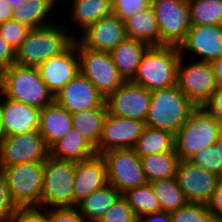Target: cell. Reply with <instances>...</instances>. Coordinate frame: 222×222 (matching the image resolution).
I'll return each mask as SVG.
<instances>
[{
    "mask_svg": "<svg viewBox=\"0 0 222 222\" xmlns=\"http://www.w3.org/2000/svg\"><path fill=\"white\" fill-rule=\"evenodd\" d=\"M181 56L176 46H150L131 81L150 91L176 86Z\"/></svg>",
    "mask_w": 222,
    "mask_h": 222,
    "instance_id": "cell-1",
    "label": "cell"
},
{
    "mask_svg": "<svg viewBox=\"0 0 222 222\" xmlns=\"http://www.w3.org/2000/svg\"><path fill=\"white\" fill-rule=\"evenodd\" d=\"M1 92L13 101L42 109L55 96L41 80L37 67L13 64L1 72Z\"/></svg>",
    "mask_w": 222,
    "mask_h": 222,
    "instance_id": "cell-2",
    "label": "cell"
},
{
    "mask_svg": "<svg viewBox=\"0 0 222 222\" xmlns=\"http://www.w3.org/2000/svg\"><path fill=\"white\" fill-rule=\"evenodd\" d=\"M151 101L145 126L175 134L188 120L196 106L179 86L151 91Z\"/></svg>",
    "mask_w": 222,
    "mask_h": 222,
    "instance_id": "cell-3",
    "label": "cell"
},
{
    "mask_svg": "<svg viewBox=\"0 0 222 222\" xmlns=\"http://www.w3.org/2000/svg\"><path fill=\"white\" fill-rule=\"evenodd\" d=\"M75 38L56 24L32 29L16 50V64L38 67L50 57L64 52Z\"/></svg>",
    "mask_w": 222,
    "mask_h": 222,
    "instance_id": "cell-4",
    "label": "cell"
},
{
    "mask_svg": "<svg viewBox=\"0 0 222 222\" xmlns=\"http://www.w3.org/2000/svg\"><path fill=\"white\" fill-rule=\"evenodd\" d=\"M221 133L222 124L205 108L196 107L174 134V150L179 160H188L198 151L215 144Z\"/></svg>",
    "mask_w": 222,
    "mask_h": 222,
    "instance_id": "cell-5",
    "label": "cell"
},
{
    "mask_svg": "<svg viewBox=\"0 0 222 222\" xmlns=\"http://www.w3.org/2000/svg\"><path fill=\"white\" fill-rule=\"evenodd\" d=\"M75 162L51 156L45 161L41 207L74 206Z\"/></svg>",
    "mask_w": 222,
    "mask_h": 222,
    "instance_id": "cell-6",
    "label": "cell"
},
{
    "mask_svg": "<svg viewBox=\"0 0 222 222\" xmlns=\"http://www.w3.org/2000/svg\"><path fill=\"white\" fill-rule=\"evenodd\" d=\"M44 166L45 162H28L1 170L18 207H41Z\"/></svg>",
    "mask_w": 222,
    "mask_h": 222,
    "instance_id": "cell-7",
    "label": "cell"
},
{
    "mask_svg": "<svg viewBox=\"0 0 222 222\" xmlns=\"http://www.w3.org/2000/svg\"><path fill=\"white\" fill-rule=\"evenodd\" d=\"M77 49L80 72L89 79L104 99L125 82L113 63L109 51L91 50L84 47L78 40Z\"/></svg>",
    "mask_w": 222,
    "mask_h": 222,
    "instance_id": "cell-8",
    "label": "cell"
},
{
    "mask_svg": "<svg viewBox=\"0 0 222 222\" xmlns=\"http://www.w3.org/2000/svg\"><path fill=\"white\" fill-rule=\"evenodd\" d=\"M160 30V46L179 47L191 28L188 0H151Z\"/></svg>",
    "mask_w": 222,
    "mask_h": 222,
    "instance_id": "cell-9",
    "label": "cell"
},
{
    "mask_svg": "<svg viewBox=\"0 0 222 222\" xmlns=\"http://www.w3.org/2000/svg\"><path fill=\"white\" fill-rule=\"evenodd\" d=\"M101 156L106 161L107 180L121 194L147 184L140 157L133 148L111 149Z\"/></svg>",
    "mask_w": 222,
    "mask_h": 222,
    "instance_id": "cell-10",
    "label": "cell"
},
{
    "mask_svg": "<svg viewBox=\"0 0 222 222\" xmlns=\"http://www.w3.org/2000/svg\"><path fill=\"white\" fill-rule=\"evenodd\" d=\"M50 156L39 131L4 137L0 146V170L28 162H45Z\"/></svg>",
    "mask_w": 222,
    "mask_h": 222,
    "instance_id": "cell-11",
    "label": "cell"
},
{
    "mask_svg": "<svg viewBox=\"0 0 222 222\" xmlns=\"http://www.w3.org/2000/svg\"><path fill=\"white\" fill-rule=\"evenodd\" d=\"M178 64L177 85L185 96L196 106L202 107L217 88V80L210 62L196 61L189 66Z\"/></svg>",
    "mask_w": 222,
    "mask_h": 222,
    "instance_id": "cell-12",
    "label": "cell"
},
{
    "mask_svg": "<svg viewBox=\"0 0 222 222\" xmlns=\"http://www.w3.org/2000/svg\"><path fill=\"white\" fill-rule=\"evenodd\" d=\"M220 178L188 160H179L176 179L188 203L206 205L217 189Z\"/></svg>",
    "mask_w": 222,
    "mask_h": 222,
    "instance_id": "cell-13",
    "label": "cell"
},
{
    "mask_svg": "<svg viewBox=\"0 0 222 222\" xmlns=\"http://www.w3.org/2000/svg\"><path fill=\"white\" fill-rule=\"evenodd\" d=\"M151 98L150 90L132 81H125L105 102L109 114L145 123Z\"/></svg>",
    "mask_w": 222,
    "mask_h": 222,
    "instance_id": "cell-14",
    "label": "cell"
},
{
    "mask_svg": "<svg viewBox=\"0 0 222 222\" xmlns=\"http://www.w3.org/2000/svg\"><path fill=\"white\" fill-rule=\"evenodd\" d=\"M37 69L41 80L56 96L80 72L77 39L64 52L50 57Z\"/></svg>",
    "mask_w": 222,
    "mask_h": 222,
    "instance_id": "cell-15",
    "label": "cell"
},
{
    "mask_svg": "<svg viewBox=\"0 0 222 222\" xmlns=\"http://www.w3.org/2000/svg\"><path fill=\"white\" fill-rule=\"evenodd\" d=\"M145 123L126 117L107 114L96 152L101 155L111 149L133 148L141 136Z\"/></svg>",
    "mask_w": 222,
    "mask_h": 222,
    "instance_id": "cell-16",
    "label": "cell"
},
{
    "mask_svg": "<svg viewBox=\"0 0 222 222\" xmlns=\"http://www.w3.org/2000/svg\"><path fill=\"white\" fill-rule=\"evenodd\" d=\"M84 47L95 51H111L127 39L125 24L116 15L99 19L89 26L81 38H76Z\"/></svg>",
    "mask_w": 222,
    "mask_h": 222,
    "instance_id": "cell-17",
    "label": "cell"
},
{
    "mask_svg": "<svg viewBox=\"0 0 222 222\" xmlns=\"http://www.w3.org/2000/svg\"><path fill=\"white\" fill-rule=\"evenodd\" d=\"M55 100L71 114L95 109L105 102L97 88L81 72L55 96Z\"/></svg>",
    "mask_w": 222,
    "mask_h": 222,
    "instance_id": "cell-18",
    "label": "cell"
},
{
    "mask_svg": "<svg viewBox=\"0 0 222 222\" xmlns=\"http://www.w3.org/2000/svg\"><path fill=\"white\" fill-rule=\"evenodd\" d=\"M180 52L190 51L200 56L199 61L213 62L222 56V25L191 26Z\"/></svg>",
    "mask_w": 222,
    "mask_h": 222,
    "instance_id": "cell-19",
    "label": "cell"
},
{
    "mask_svg": "<svg viewBox=\"0 0 222 222\" xmlns=\"http://www.w3.org/2000/svg\"><path fill=\"white\" fill-rule=\"evenodd\" d=\"M74 206L108 184L106 161L101 155L75 162Z\"/></svg>",
    "mask_w": 222,
    "mask_h": 222,
    "instance_id": "cell-20",
    "label": "cell"
},
{
    "mask_svg": "<svg viewBox=\"0 0 222 222\" xmlns=\"http://www.w3.org/2000/svg\"><path fill=\"white\" fill-rule=\"evenodd\" d=\"M2 132L4 137L37 131L41 109L9 98L2 100Z\"/></svg>",
    "mask_w": 222,
    "mask_h": 222,
    "instance_id": "cell-21",
    "label": "cell"
},
{
    "mask_svg": "<svg viewBox=\"0 0 222 222\" xmlns=\"http://www.w3.org/2000/svg\"><path fill=\"white\" fill-rule=\"evenodd\" d=\"M73 127L72 115L56 100L41 109L39 133L50 149Z\"/></svg>",
    "mask_w": 222,
    "mask_h": 222,
    "instance_id": "cell-22",
    "label": "cell"
},
{
    "mask_svg": "<svg viewBox=\"0 0 222 222\" xmlns=\"http://www.w3.org/2000/svg\"><path fill=\"white\" fill-rule=\"evenodd\" d=\"M96 155V148L74 127L50 148V156L59 160L81 162Z\"/></svg>",
    "mask_w": 222,
    "mask_h": 222,
    "instance_id": "cell-23",
    "label": "cell"
},
{
    "mask_svg": "<svg viewBox=\"0 0 222 222\" xmlns=\"http://www.w3.org/2000/svg\"><path fill=\"white\" fill-rule=\"evenodd\" d=\"M150 46L142 41L127 38L110 51L113 63L125 81L136 75L144 53Z\"/></svg>",
    "mask_w": 222,
    "mask_h": 222,
    "instance_id": "cell-24",
    "label": "cell"
},
{
    "mask_svg": "<svg viewBox=\"0 0 222 222\" xmlns=\"http://www.w3.org/2000/svg\"><path fill=\"white\" fill-rule=\"evenodd\" d=\"M127 38L142 41L149 46H160V30L153 8L137 13L124 21Z\"/></svg>",
    "mask_w": 222,
    "mask_h": 222,
    "instance_id": "cell-25",
    "label": "cell"
},
{
    "mask_svg": "<svg viewBox=\"0 0 222 222\" xmlns=\"http://www.w3.org/2000/svg\"><path fill=\"white\" fill-rule=\"evenodd\" d=\"M122 194L111 184L94 191L87 198L79 202L80 214L87 222H98L105 212L111 208Z\"/></svg>",
    "mask_w": 222,
    "mask_h": 222,
    "instance_id": "cell-26",
    "label": "cell"
},
{
    "mask_svg": "<svg viewBox=\"0 0 222 222\" xmlns=\"http://www.w3.org/2000/svg\"><path fill=\"white\" fill-rule=\"evenodd\" d=\"M107 114V105L104 102L95 109H85L71 114L72 125L96 148L100 141Z\"/></svg>",
    "mask_w": 222,
    "mask_h": 222,
    "instance_id": "cell-27",
    "label": "cell"
},
{
    "mask_svg": "<svg viewBox=\"0 0 222 222\" xmlns=\"http://www.w3.org/2000/svg\"><path fill=\"white\" fill-rule=\"evenodd\" d=\"M148 183L176 177L179 157L175 150L140 157Z\"/></svg>",
    "mask_w": 222,
    "mask_h": 222,
    "instance_id": "cell-28",
    "label": "cell"
},
{
    "mask_svg": "<svg viewBox=\"0 0 222 222\" xmlns=\"http://www.w3.org/2000/svg\"><path fill=\"white\" fill-rule=\"evenodd\" d=\"M72 19L82 32L99 19L112 14L111 0H73Z\"/></svg>",
    "mask_w": 222,
    "mask_h": 222,
    "instance_id": "cell-29",
    "label": "cell"
},
{
    "mask_svg": "<svg viewBox=\"0 0 222 222\" xmlns=\"http://www.w3.org/2000/svg\"><path fill=\"white\" fill-rule=\"evenodd\" d=\"M56 2L57 0H24L20 8L14 9L12 19L32 29L51 25L45 20Z\"/></svg>",
    "mask_w": 222,
    "mask_h": 222,
    "instance_id": "cell-30",
    "label": "cell"
},
{
    "mask_svg": "<svg viewBox=\"0 0 222 222\" xmlns=\"http://www.w3.org/2000/svg\"><path fill=\"white\" fill-rule=\"evenodd\" d=\"M133 149L139 157L173 151L174 134L145 126Z\"/></svg>",
    "mask_w": 222,
    "mask_h": 222,
    "instance_id": "cell-31",
    "label": "cell"
},
{
    "mask_svg": "<svg viewBox=\"0 0 222 222\" xmlns=\"http://www.w3.org/2000/svg\"><path fill=\"white\" fill-rule=\"evenodd\" d=\"M149 184L158 198L161 211L171 214L188 203L176 177L156 180Z\"/></svg>",
    "mask_w": 222,
    "mask_h": 222,
    "instance_id": "cell-32",
    "label": "cell"
},
{
    "mask_svg": "<svg viewBox=\"0 0 222 222\" xmlns=\"http://www.w3.org/2000/svg\"><path fill=\"white\" fill-rule=\"evenodd\" d=\"M122 196L127 200L138 219L143 215L161 211L158 198L149 183L129 189Z\"/></svg>",
    "mask_w": 222,
    "mask_h": 222,
    "instance_id": "cell-33",
    "label": "cell"
},
{
    "mask_svg": "<svg viewBox=\"0 0 222 222\" xmlns=\"http://www.w3.org/2000/svg\"><path fill=\"white\" fill-rule=\"evenodd\" d=\"M191 26L222 25V0H188Z\"/></svg>",
    "mask_w": 222,
    "mask_h": 222,
    "instance_id": "cell-34",
    "label": "cell"
},
{
    "mask_svg": "<svg viewBox=\"0 0 222 222\" xmlns=\"http://www.w3.org/2000/svg\"><path fill=\"white\" fill-rule=\"evenodd\" d=\"M172 222H220L204 204L187 203L171 213Z\"/></svg>",
    "mask_w": 222,
    "mask_h": 222,
    "instance_id": "cell-35",
    "label": "cell"
},
{
    "mask_svg": "<svg viewBox=\"0 0 222 222\" xmlns=\"http://www.w3.org/2000/svg\"><path fill=\"white\" fill-rule=\"evenodd\" d=\"M32 30L29 26L10 19L0 24V35L16 51L29 32Z\"/></svg>",
    "mask_w": 222,
    "mask_h": 222,
    "instance_id": "cell-36",
    "label": "cell"
},
{
    "mask_svg": "<svg viewBox=\"0 0 222 222\" xmlns=\"http://www.w3.org/2000/svg\"><path fill=\"white\" fill-rule=\"evenodd\" d=\"M188 161L220 176V156L216 143L198 151Z\"/></svg>",
    "mask_w": 222,
    "mask_h": 222,
    "instance_id": "cell-37",
    "label": "cell"
},
{
    "mask_svg": "<svg viewBox=\"0 0 222 222\" xmlns=\"http://www.w3.org/2000/svg\"><path fill=\"white\" fill-rule=\"evenodd\" d=\"M98 222H139L127 200L121 196Z\"/></svg>",
    "mask_w": 222,
    "mask_h": 222,
    "instance_id": "cell-38",
    "label": "cell"
},
{
    "mask_svg": "<svg viewBox=\"0 0 222 222\" xmlns=\"http://www.w3.org/2000/svg\"><path fill=\"white\" fill-rule=\"evenodd\" d=\"M111 3L112 14L123 22L151 6V0H111Z\"/></svg>",
    "mask_w": 222,
    "mask_h": 222,
    "instance_id": "cell-39",
    "label": "cell"
},
{
    "mask_svg": "<svg viewBox=\"0 0 222 222\" xmlns=\"http://www.w3.org/2000/svg\"><path fill=\"white\" fill-rule=\"evenodd\" d=\"M17 208L18 206L11 198L6 177L0 170V222H11Z\"/></svg>",
    "mask_w": 222,
    "mask_h": 222,
    "instance_id": "cell-40",
    "label": "cell"
},
{
    "mask_svg": "<svg viewBox=\"0 0 222 222\" xmlns=\"http://www.w3.org/2000/svg\"><path fill=\"white\" fill-rule=\"evenodd\" d=\"M38 206L18 207L11 222H50L48 213L41 212Z\"/></svg>",
    "mask_w": 222,
    "mask_h": 222,
    "instance_id": "cell-41",
    "label": "cell"
},
{
    "mask_svg": "<svg viewBox=\"0 0 222 222\" xmlns=\"http://www.w3.org/2000/svg\"><path fill=\"white\" fill-rule=\"evenodd\" d=\"M50 222H87L78 211V207H54L47 211Z\"/></svg>",
    "mask_w": 222,
    "mask_h": 222,
    "instance_id": "cell-42",
    "label": "cell"
},
{
    "mask_svg": "<svg viewBox=\"0 0 222 222\" xmlns=\"http://www.w3.org/2000/svg\"><path fill=\"white\" fill-rule=\"evenodd\" d=\"M222 124V84H218L210 99L202 106Z\"/></svg>",
    "mask_w": 222,
    "mask_h": 222,
    "instance_id": "cell-43",
    "label": "cell"
},
{
    "mask_svg": "<svg viewBox=\"0 0 222 222\" xmlns=\"http://www.w3.org/2000/svg\"><path fill=\"white\" fill-rule=\"evenodd\" d=\"M16 63V51L0 35V72Z\"/></svg>",
    "mask_w": 222,
    "mask_h": 222,
    "instance_id": "cell-44",
    "label": "cell"
},
{
    "mask_svg": "<svg viewBox=\"0 0 222 222\" xmlns=\"http://www.w3.org/2000/svg\"><path fill=\"white\" fill-rule=\"evenodd\" d=\"M208 210L222 222V178L217 186V189L212 194L210 201L206 204Z\"/></svg>",
    "mask_w": 222,
    "mask_h": 222,
    "instance_id": "cell-45",
    "label": "cell"
},
{
    "mask_svg": "<svg viewBox=\"0 0 222 222\" xmlns=\"http://www.w3.org/2000/svg\"><path fill=\"white\" fill-rule=\"evenodd\" d=\"M139 222H172V217L170 213L160 211L143 215Z\"/></svg>",
    "mask_w": 222,
    "mask_h": 222,
    "instance_id": "cell-46",
    "label": "cell"
},
{
    "mask_svg": "<svg viewBox=\"0 0 222 222\" xmlns=\"http://www.w3.org/2000/svg\"><path fill=\"white\" fill-rule=\"evenodd\" d=\"M14 9L7 0H0V24L12 19Z\"/></svg>",
    "mask_w": 222,
    "mask_h": 222,
    "instance_id": "cell-47",
    "label": "cell"
},
{
    "mask_svg": "<svg viewBox=\"0 0 222 222\" xmlns=\"http://www.w3.org/2000/svg\"><path fill=\"white\" fill-rule=\"evenodd\" d=\"M215 78L218 84H222V56L211 62Z\"/></svg>",
    "mask_w": 222,
    "mask_h": 222,
    "instance_id": "cell-48",
    "label": "cell"
},
{
    "mask_svg": "<svg viewBox=\"0 0 222 222\" xmlns=\"http://www.w3.org/2000/svg\"><path fill=\"white\" fill-rule=\"evenodd\" d=\"M217 148L219 150V156H220V177L222 178V133L220 134L217 142H216Z\"/></svg>",
    "mask_w": 222,
    "mask_h": 222,
    "instance_id": "cell-49",
    "label": "cell"
},
{
    "mask_svg": "<svg viewBox=\"0 0 222 222\" xmlns=\"http://www.w3.org/2000/svg\"><path fill=\"white\" fill-rule=\"evenodd\" d=\"M10 4H11V6H12V8L13 9H16V8H20L22 5V2L24 1V0H7Z\"/></svg>",
    "mask_w": 222,
    "mask_h": 222,
    "instance_id": "cell-50",
    "label": "cell"
},
{
    "mask_svg": "<svg viewBox=\"0 0 222 222\" xmlns=\"http://www.w3.org/2000/svg\"><path fill=\"white\" fill-rule=\"evenodd\" d=\"M3 141H4V135L2 132V128H0V146L2 145Z\"/></svg>",
    "mask_w": 222,
    "mask_h": 222,
    "instance_id": "cell-51",
    "label": "cell"
},
{
    "mask_svg": "<svg viewBox=\"0 0 222 222\" xmlns=\"http://www.w3.org/2000/svg\"><path fill=\"white\" fill-rule=\"evenodd\" d=\"M0 128H2V105L0 102Z\"/></svg>",
    "mask_w": 222,
    "mask_h": 222,
    "instance_id": "cell-52",
    "label": "cell"
},
{
    "mask_svg": "<svg viewBox=\"0 0 222 222\" xmlns=\"http://www.w3.org/2000/svg\"><path fill=\"white\" fill-rule=\"evenodd\" d=\"M0 91H1V72H0Z\"/></svg>",
    "mask_w": 222,
    "mask_h": 222,
    "instance_id": "cell-53",
    "label": "cell"
}]
</instances>
